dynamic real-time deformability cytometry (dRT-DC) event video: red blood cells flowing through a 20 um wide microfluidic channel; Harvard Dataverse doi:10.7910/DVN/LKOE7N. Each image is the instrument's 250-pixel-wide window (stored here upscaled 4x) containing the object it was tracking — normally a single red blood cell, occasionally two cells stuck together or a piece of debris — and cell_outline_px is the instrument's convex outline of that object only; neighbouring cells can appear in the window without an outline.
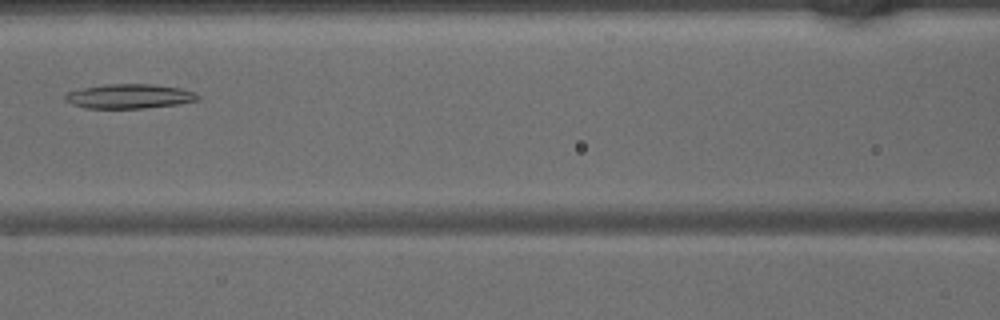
{"species": "common noctule bat (a hibernating species)", "species_latin": "Nyctalus noctula", "temperature_condition": "warm", "stored_images_in_passage": 28, "camera_frame_rate_fps": 3000, "um_per_image_px": 0.085, "animal": {"sex": "male", "body_mass_g": 15.6}, "frame": {"image": 1, "passage_image": 9, "time_ms": 2.667, "image_size_px": [1000, 320], "cell_outline_px": [[200, 100], [180, 104], [144, 108], [84, 108], [72, 104], [64, 100], [64, 96], [68, 92], [84, 88], [104, 84], [152, 84], [180, 88], [196, 92], [200, 96]], "centroid_in_image_um": [11.03, 8.18], "position_along_channel_um": 155.6, "area_um2": 19.02}}
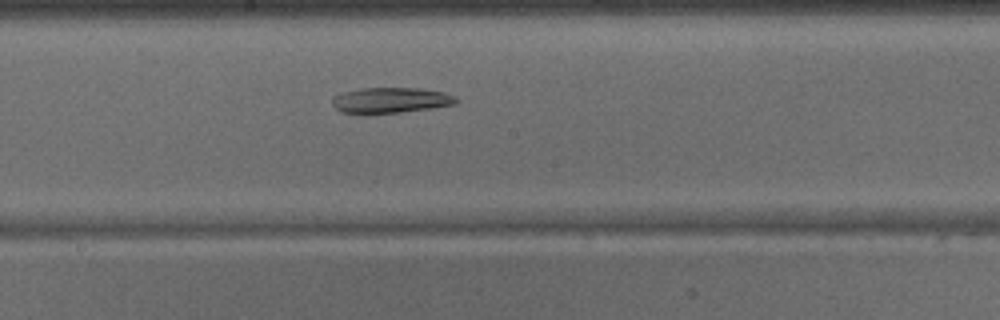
{"frame": {"image": 2, "passage_image": 13, "time_ms": 4.0, "image_size_px": [1000, 320], "cell_outline_px": [[456, 104], [432, 108], [400, 112], [344, 112], [336, 108], [332, 104], [332, 96], [340, 92], [360, 88], [420, 88], [444, 92], [456, 96]], "centroid_in_image_um": [33.21, 8.49], "position_along_channel_um": 215.0, "area_um2": 18.21}}
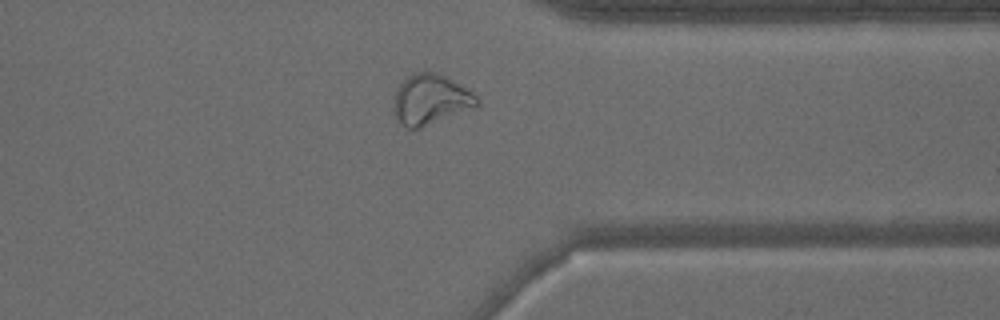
{"frame": {"image": 3, "passage_image": 24, "time_ms": 7.667, "image_size_px": [1000, 320], "cell_outline_px": [[480, 104], [476, 108], [420, 128], [404, 128], [396, 120], [392, 108], [396, 88], [412, 72], [436, 72], [468, 88], [480, 100]], "centroid_in_image_um": [36.59, 8.48], "position_along_channel_um": 374.8, "area_um2": 24.85}}